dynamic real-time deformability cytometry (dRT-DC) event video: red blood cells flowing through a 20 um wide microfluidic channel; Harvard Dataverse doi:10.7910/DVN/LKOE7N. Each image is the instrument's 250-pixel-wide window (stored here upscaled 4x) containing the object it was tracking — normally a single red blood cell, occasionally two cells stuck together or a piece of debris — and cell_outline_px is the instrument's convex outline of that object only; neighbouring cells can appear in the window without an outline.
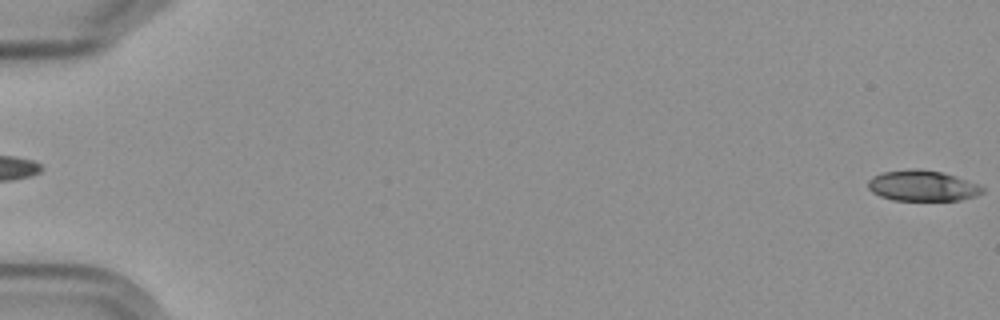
{"species": "Egyptian fruit bat (a non-hibernating species)", "species_latin": "Rousettus aegyptiacus", "temperature_condition": "cold", "stored_images_in_passage": 4, "segment_of_instrument_passage": [2, 2], "camera_frame_rate_fps": 3000, "um_per_image_px": 0.085, "frame": {"image": 1, "passage_image": 4, "time_ms": 3.667, "image_size_px": [1000, 320], "cell_outline_px": [[984, 192], [976, 196], [960, 200], [892, 200], [880, 196], [872, 192], [868, 188], [868, 180], [872, 176], [884, 172], [908, 168], [916, 168], [944, 172], [956, 176], [976, 184], [984, 188]], "centroid_in_image_um": [78.38, 15.78], "position_along_channel_um": 6.6, "area_um2": 20.58}}